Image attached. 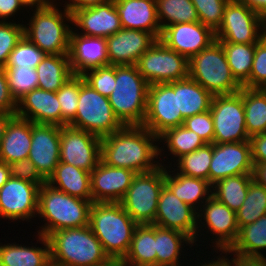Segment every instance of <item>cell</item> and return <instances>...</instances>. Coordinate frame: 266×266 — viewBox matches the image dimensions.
<instances>
[{
  "label": "cell",
  "mask_w": 266,
  "mask_h": 266,
  "mask_svg": "<svg viewBox=\"0 0 266 266\" xmlns=\"http://www.w3.org/2000/svg\"><path fill=\"white\" fill-rule=\"evenodd\" d=\"M266 214V188L254 180L249 184L246 199L236 211L239 228L257 221Z\"/></svg>",
  "instance_id": "obj_42"
},
{
  "label": "cell",
  "mask_w": 266,
  "mask_h": 266,
  "mask_svg": "<svg viewBox=\"0 0 266 266\" xmlns=\"http://www.w3.org/2000/svg\"><path fill=\"white\" fill-rule=\"evenodd\" d=\"M24 36V24L0 21V68H5L9 54Z\"/></svg>",
  "instance_id": "obj_48"
},
{
  "label": "cell",
  "mask_w": 266,
  "mask_h": 266,
  "mask_svg": "<svg viewBox=\"0 0 266 266\" xmlns=\"http://www.w3.org/2000/svg\"><path fill=\"white\" fill-rule=\"evenodd\" d=\"M194 4L199 22L214 33L219 29L226 5L230 0H191Z\"/></svg>",
  "instance_id": "obj_46"
},
{
  "label": "cell",
  "mask_w": 266,
  "mask_h": 266,
  "mask_svg": "<svg viewBox=\"0 0 266 266\" xmlns=\"http://www.w3.org/2000/svg\"><path fill=\"white\" fill-rule=\"evenodd\" d=\"M45 53L27 37L23 36L9 54L5 67H30L35 69Z\"/></svg>",
  "instance_id": "obj_45"
},
{
  "label": "cell",
  "mask_w": 266,
  "mask_h": 266,
  "mask_svg": "<svg viewBox=\"0 0 266 266\" xmlns=\"http://www.w3.org/2000/svg\"><path fill=\"white\" fill-rule=\"evenodd\" d=\"M38 241L44 246L0 243V266H43L50 259V245L44 235L39 234Z\"/></svg>",
  "instance_id": "obj_30"
},
{
  "label": "cell",
  "mask_w": 266,
  "mask_h": 266,
  "mask_svg": "<svg viewBox=\"0 0 266 266\" xmlns=\"http://www.w3.org/2000/svg\"><path fill=\"white\" fill-rule=\"evenodd\" d=\"M166 167L168 166H165V186L181 201L198 212L202 204L212 196V185L204 179L184 176Z\"/></svg>",
  "instance_id": "obj_28"
},
{
  "label": "cell",
  "mask_w": 266,
  "mask_h": 266,
  "mask_svg": "<svg viewBox=\"0 0 266 266\" xmlns=\"http://www.w3.org/2000/svg\"><path fill=\"white\" fill-rule=\"evenodd\" d=\"M174 91L184 119L210 110L213 95L190 77L175 81Z\"/></svg>",
  "instance_id": "obj_32"
},
{
  "label": "cell",
  "mask_w": 266,
  "mask_h": 266,
  "mask_svg": "<svg viewBox=\"0 0 266 266\" xmlns=\"http://www.w3.org/2000/svg\"><path fill=\"white\" fill-rule=\"evenodd\" d=\"M124 266H156V225H137L130 248L121 261Z\"/></svg>",
  "instance_id": "obj_31"
},
{
  "label": "cell",
  "mask_w": 266,
  "mask_h": 266,
  "mask_svg": "<svg viewBox=\"0 0 266 266\" xmlns=\"http://www.w3.org/2000/svg\"><path fill=\"white\" fill-rule=\"evenodd\" d=\"M17 102L12 97L6 73L0 68V112L16 114Z\"/></svg>",
  "instance_id": "obj_52"
},
{
  "label": "cell",
  "mask_w": 266,
  "mask_h": 266,
  "mask_svg": "<svg viewBox=\"0 0 266 266\" xmlns=\"http://www.w3.org/2000/svg\"><path fill=\"white\" fill-rule=\"evenodd\" d=\"M114 6L122 28L150 32L160 38L162 30L155 0H114Z\"/></svg>",
  "instance_id": "obj_26"
},
{
  "label": "cell",
  "mask_w": 266,
  "mask_h": 266,
  "mask_svg": "<svg viewBox=\"0 0 266 266\" xmlns=\"http://www.w3.org/2000/svg\"><path fill=\"white\" fill-rule=\"evenodd\" d=\"M23 6L27 9H31V11L33 10V8H43L46 7L48 5H50L53 0H19ZM56 2V0H54ZM29 6V7H28ZM31 7V8H30Z\"/></svg>",
  "instance_id": "obj_59"
},
{
  "label": "cell",
  "mask_w": 266,
  "mask_h": 266,
  "mask_svg": "<svg viewBox=\"0 0 266 266\" xmlns=\"http://www.w3.org/2000/svg\"><path fill=\"white\" fill-rule=\"evenodd\" d=\"M253 164L266 163V132L256 134L249 139Z\"/></svg>",
  "instance_id": "obj_53"
},
{
  "label": "cell",
  "mask_w": 266,
  "mask_h": 266,
  "mask_svg": "<svg viewBox=\"0 0 266 266\" xmlns=\"http://www.w3.org/2000/svg\"><path fill=\"white\" fill-rule=\"evenodd\" d=\"M247 6L250 10L262 17L266 21V0H235Z\"/></svg>",
  "instance_id": "obj_56"
},
{
  "label": "cell",
  "mask_w": 266,
  "mask_h": 266,
  "mask_svg": "<svg viewBox=\"0 0 266 266\" xmlns=\"http://www.w3.org/2000/svg\"><path fill=\"white\" fill-rule=\"evenodd\" d=\"M102 266H121V261L110 260L108 263Z\"/></svg>",
  "instance_id": "obj_63"
},
{
  "label": "cell",
  "mask_w": 266,
  "mask_h": 266,
  "mask_svg": "<svg viewBox=\"0 0 266 266\" xmlns=\"http://www.w3.org/2000/svg\"><path fill=\"white\" fill-rule=\"evenodd\" d=\"M184 244L191 245L190 248L195 245L187 234L156 225V266H182L180 258L185 255L181 254Z\"/></svg>",
  "instance_id": "obj_33"
},
{
  "label": "cell",
  "mask_w": 266,
  "mask_h": 266,
  "mask_svg": "<svg viewBox=\"0 0 266 266\" xmlns=\"http://www.w3.org/2000/svg\"><path fill=\"white\" fill-rule=\"evenodd\" d=\"M266 35V21L247 6L230 0L215 39L219 42L258 43Z\"/></svg>",
  "instance_id": "obj_12"
},
{
  "label": "cell",
  "mask_w": 266,
  "mask_h": 266,
  "mask_svg": "<svg viewBox=\"0 0 266 266\" xmlns=\"http://www.w3.org/2000/svg\"><path fill=\"white\" fill-rule=\"evenodd\" d=\"M16 116L36 124L61 126V109L57 93L34 89L17 102Z\"/></svg>",
  "instance_id": "obj_25"
},
{
  "label": "cell",
  "mask_w": 266,
  "mask_h": 266,
  "mask_svg": "<svg viewBox=\"0 0 266 266\" xmlns=\"http://www.w3.org/2000/svg\"><path fill=\"white\" fill-rule=\"evenodd\" d=\"M245 125L249 137L266 132V93L242 87Z\"/></svg>",
  "instance_id": "obj_37"
},
{
  "label": "cell",
  "mask_w": 266,
  "mask_h": 266,
  "mask_svg": "<svg viewBox=\"0 0 266 266\" xmlns=\"http://www.w3.org/2000/svg\"><path fill=\"white\" fill-rule=\"evenodd\" d=\"M262 90L266 93V86L262 88Z\"/></svg>",
  "instance_id": "obj_66"
},
{
  "label": "cell",
  "mask_w": 266,
  "mask_h": 266,
  "mask_svg": "<svg viewBox=\"0 0 266 266\" xmlns=\"http://www.w3.org/2000/svg\"><path fill=\"white\" fill-rule=\"evenodd\" d=\"M38 75V88L57 92L74 74L68 55L46 54L35 68Z\"/></svg>",
  "instance_id": "obj_34"
},
{
  "label": "cell",
  "mask_w": 266,
  "mask_h": 266,
  "mask_svg": "<svg viewBox=\"0 0 266 266\" xmlns=\"http://www.w3.org/2000/svg\"><path fill=\"white\" fill-rule=\"evenodd\" d=\"M9 165L11 176L14 178L38 184L40 187L46 183V180L40 175L35 164L29 158L14 161Z\"/></svg>",
  "instance_id": "obj_51"
},
{
  "label": "cell",
  "mask_w": 266,
  "mask_h": 266,
  "mask_svg": "<svg viewBox=\"0 0 266 266\" xmlns=\"http://www.w3.org/2000/svg\"><path fill=\"white\" fill-rule=\"evenodd\" d=\"M162 141L164 145L166 144L165 146L170 152L168 155H172L173 160L189 154L206 144L197 133L185 128L183 125L167 129L159 136V143Z\"/></svg>",
  "instance_id": "obj_39"
},
{
  "label": "cell",
  "mask_w": 266,
  "mask_h": 266,
  "mask_svg": "<svg viewBox=\"0 0 266 266\" xmlns=\"http://www.w3.org/2000/svg\"><path fill=\"white\" fill-rule=\"evenodd\" d=\"M251 145L249 141L213 143V154L209 169V183L230 176L252 174Z\"/></svg>",
  "instance_id": "obj_17"
},
{
  "label": "cell",
  "mask_w": 266,
  "mask_h": 266,
  "mask_svg": "<svg viewBox=\"0 0 266 266\" xmlns=\"http://www.w3.org/2000/svg\"><path fill=\"white\" fill-rule=\"evenodd\" d=\"M252 181V174L226 177L212 185V196L236 212L246 199Z\"/></svg>",
  "instance_id": "obj_36"
},
{
  "label": "cell",
  "mask_w": 266,
  "mask_h": 266,
  "mask_svg": "<svg viewBox=\"0 0 266 266\" xmlns=\"http://www.w3.org/2000/svg\"><path fill=\"white\" fill-rule=\"evenodd\" d=\"M184 118L178 113L174 82L149 85L147 109L142 126L160 136L167 129L182 126Z\"/></svg>",
  "instance_id": "obj_14"
},
{
  "label": "cell",
  "mask_w": 266,
  "mask_h": 266,
  "mask_svg": "<svg viewBox=\"0 0 266 266\" xmlns=\"http://www.w3.org/2000/svg\"><path fill=\"white\" fill-rule=\"evenodd\" d=\"M92 201L73 197L47 182L39 189L37 217L45 221L37 233L47 237L58 230L89 225Z\"/></svg>",
  "instance_id": "obj_3"
},
{
  "label": "cell",
  "mask_w": 266,
  "mask_h": 266,
  "mask_svg": "<svg viewBox=\"0 0 266 266\" xmlns=\"http://www.w3.org/2000/svg\"><path fill=\"white\" fill-rule=\"evenodd\" d=\"M47 238L54 266H102L110 261L89 225L58 230Z\"/></svg>",
  "instance_id": "obj_4"
},
{
  "label": "cell",
  "mask_w": 266,
  "mask_h": 266,
  "mask_svg": "<svg viewBox=\"0 0 266 266\" xmlns=\"http://www.w3.org/2000/svg\"><path fill=\"white\" fill-rule=\"evenodd\" d=\"M10 93L18 102L23 96L38 88V75L36 69L30 67H5L3 68Z\"/></svg>",
  "instance_id": "obj_43"
},
{
  "label": "cell",
  "mask_w": 266,
  "mask_h": 266,
  "mask_svg": "<svg viewBox=\"0 0 266 266\" xmlns=\"http://www.w3.org/2000/svg\"><path fill=\"white\" fill-rule=\"evenodd\" d=\"M159 39L188 60L216 40L215 33L199 21L169 25Z\"/></svg>",
  "instance_id": "obj_19"
},
{
  "label": "cell",
  "mask_w": 266,
  "mask_h": 266,
  "mask_svg": "<svg viewBox=\"0 0 266 266\" xmlns=\"http://www.w3.org/2000/svg\"><path fill=\"white\" fill-rule=\"evenodd\" d=\"M82 75H73L56 92L61 109V126L68 125L76 116Z\"/></svg>",
  "instance_id": "obj_44"
},
{
  "label": "cell",
  "mask_w": 266,
  "mask_h": 266,
  "mask_svg": "<svg viewBox=\"0 0 266 266\" xmlns=\"http://www.w3.org/2000/svg\"><path fill=\"white\" fill-rule=\"evenodd\" d=\"M100 138L111 135L124 125L115 116L109 98L102 96L83 80L75 118L68 124Z\"/></svg>",
  "instance_id": "obj_9"
},
{
  "label": "cell",
  "mask_w": 266,
  "mask_h": 266,
  "mask_svg": "<svg viewBox=\"0 0 266 266\" xmlns=\"http://www.w3.org/2000/svg\"><path fill=\"white\" fill-rule=\"evenodd\" d=\"M214 258H216L217 260H215ZM213 259H211L210 261L208 260L207 263H205L206 261H204V264L203 263H199L201 266H231L229 264V262L223 257L219 255L217 257H214ZM200 265H197V266H200ZM196 266V264H195Z\"/></svg>",
  "instance_id": "obj_62"
},
{
  "label": "cell",
  "mask_w": 266,
  "mask_h": 266,
  "mask_svg": "<svg viewBox=\"0 0 266 266\" xmlns=\"http://www.w3.org/2000/svg\"><path fill=\"white\" fill-rule=\"evenodd\" d=\"M234 78L243 86L250 77L256 43L220 42Z\"/></svg>",
  "instance_id": "obj_38"
},
{
  "label": "cell",
  "mask_w": 266,
  "mask_h": 266,
  "mask_svg": "<svg viewBox=\"0 0 266 266\" xmlns=\"http://www.w3.org/2000/svg\"><path fill=\"white\" fill-rule=\"evenodd\" d=\"M157 17L163 30L177 23L198 22L199 17L191 0H155Z\"/></svg>",
  "instance_id": "obj_40"
},
{
  "label": "cell",
  "mask_w": 266,
  "mask_h": 266,
  "mask_svg": "<svg viewBox=\"0 0 266 266\" xmlns=\"http://www.w3.org/2000/svg\"><path fill=\"white\" fill-rule=\"evenodd\" d=\"M213 154V143H206L197 150L183 155L176 160L177 169L169 165V168L175 169L177 173L184 176L195 177L209 181V169Z\"/></svg>",
  "instance_id": "obj_41"
},
{
  "label": "cell",
  "mask_w": 266,
  "mask_h": 266,
  "mask_svg": "<svg viewBox=\"0 0 266 266\" xmlns=\"http://www.w3.org/2000/svg\"><path fill=\"white\" fill-rule=\"evenodd\" d=\"M266 86V35L256 43L249 80L245 88L262 89Z\"/></svg>",
  "instance_id": "obj_49"
},
{
  "label": "cell",
  "mask_w": 266,
  "mask_h": 266,
  "mask_svg": "<svg viewBox=\"0 0 266 266\" xmlns=\"http://www.w3.org/2000/svg\"><path fill=\"white\" fill-rule=\"evenodd\" d=\"M24 8L19 0H0V21L6 22V20L13 17L21 9L24 10Z\"/></svg>",
  "instance_id": "obj_55"
},
{
  "label": "cell",
  "mask_w": 266,
  "mask_h": 266,
  "mask_svg": "<svg viewBox=\"0 0 266 266\" xmlns=\"http://www.w3.org/2000/svg\"><path fill=\"white\" fill-rule=\"evenodd\" d=\"M61 126L31 122V146L29 160L47 181L60 162Z\"/></svg>",
  "instance_id": "obj_18"
},
{
  "label": "cell",
  "mask_w": 266,
  "mask_h": 266,
  "mask_svg": "<svg viewBox=\"0 0 266 266\" xmlns=\"http://www.w3.org/2000/svg\"><path fill=\"white\" fill-rule=\"evenodd\" d=\"M116 84L109 98L113 113L125 125H142L149 84L136 65H116Z\"/></svg>",
  "instance_id": "obj_6"
},
{
  "label": "cell",
  "mask_w": 266,
  "mask_h": 266,
  "mask_svg": "<svg viewBox=\"0 0 266 266\" xmlns=\"http://www.w3.org/2000/svg\"><path fill=\"white\" fill-rule=\"evenodd\" d=\"M106 1L107 0H68V2H65L63 8L65 7L68 11L72 13L74 10L95 6Z\"/></svg>",
  "instance_id": "obj_57"
},
{
  "label": "cell",
  "mask_w": 266,
  "mask_h": 266,
  "mask_svg": "<svg viewBox=\"0 0 266 266\" xmlns=\"http://www.w3.org/2000/svg\"><path fill=\"white\" fill-rule=\"evenodd\" d=\"M139 73L149 85L189 77V60L158 39L138 60Z\"/></svg>",
  "instance_id": "obj_10"
},
{
  "label": "cell",
  "mask_w": 266,
  "mask_h": 266,
  "mask_svg": "<svg viewBox=\"0 0 266 266\" xmlns=\"http://www.w3.org/2000/svg\"><path fill=\"white\" fill-rule=\"evenodd\" d=\"M228 250L245 257L262 258L264 255L261 251L266 250V214L257 221L240 227L236 241Z\"/></svg>",
  "instance_id": "obj_35"
},
{
  "label": "cell",
  "mask_w": 266,
  "mask_h": 266,
  "mask_svg": "<svg viewBox=\"0 0 266 266\" xmlns=\"http://www.w3.org/2000/svg\"><path fill=\"white\" fill-rule=\"evenodd\" d=\"M100 154V137L69 125L61 126L60 162L91 173L101 160Z\"/></svg>",
  "instance_id": "obj_15"
},
{
  "label": "cell",
  "mask_w": 266,
  "mask_h": 266,
  "mask_svg": "<svg viewBox=\"0 0 266 266\" xmlns=\"http://www.w3.org/2000/svg\"><path fill=\"white\" fill-rule=\"evenodd\" d=\"M43 266H54L52 261L49 259Z\"/></svg>",
  "instance_id": "obj_64"
},
{
  "label": "cell",
  "mask_w": 266,
  "mask_h": 266,
  "mask_svg": "<svg viewBox=\"0 0 266 266\" xmlns=\"http://www.w3.org/2000/svg\"><path fill=\"white\" fill-rule=\"evenodd\" d=\"M135 175L132 170L111 167L100 160L91 172L92 202H120Z\"/></svg>",
  "instance_id": "obj_23"
},
{
  "label": "cell",
  "mask_w": 266,
  "mask_h": 266,
  "mask_svg": "<svg viewBox=\"0 0 266 266\" xmlns=\"http://www.w3.org/2000/svg\"><path fill=\"white\" fill-rule=\"evenodd\" d=\"M253 180L266 188V163L253 164Z\"/></svg>",
  "instance_id": "obj_58"
},
{
  "label": "cell",
  "mask_w": 266,
  "mask_h": 266,
  "mask_svg": "<svg viewBox=\"0 0 266 266\" xmlns=\"http://www.w3.org/2000/svg\"><path fill=\"white\" fill-rule=\"evenodd\" d=\"M137 225L120 202H96L91 205L89 226L110 260L124 259Z\"/></svg>",
  "instance_id": "obj_2"
},
{
  "label": "cell",
  "mask_w": 266,
  "mask_h": 266,
  "mask_svg": "<svg viewBox=\"0 0 266 266\" xmlns=\"http://www.w3.org/2000/svg\"><path fill=\"white\" fill-rule=\"evenodd\" d=\"M91 173L71 164L59 162L46 181L52 187L73 197L92 201Z\"/></svg>",
  "instance_id": "obj_29"
},
{
  "label": "cell",
  "mask_w": 266,
  "mask_h": 266,
  "mask_svg": "<svg viewBox=\"0 0 266 266\" xmlns=\"http://www.w3.org/2000/svg\"><path fill=\"white\" fill-rule=\"evenodd\" d=\"M70 67L75 75L87 70L109 65L107 41L103 37L78 34L72 29L69 43Z\"/></svg>",
  "instance_id": "obj_24"
},
{
  "label": "cell",
  "mask_w": 266,
  "mask_h": 266,
  "mask_svg": "<svg viewBox=\"0 0 266 266\" xmlns=\"http://www.w3.org/2000/svg\"><path fill=\"white\" fill-rule=\"evenodd\" d=\"M14 116L12 113L0 112V145L2 138L5 134L6 127L8 125L9 120Z\"/></svg>",
  "instance_id": "obj_60"
},
{
  "label": "cell",
  "mask_w": 266,
  "mask_h": 266,
  "mask_svg": "<svg viewBox=\"0 0 266 266\" xmlns=\"http://www.w3.org/2000/svg\"><path fill=\"white\" fill-rule=\"evenodd\" d=\"M210 113L214 123V143L249 141L246 131L242 88L230 95H214Z\"/></svg>",
  "instance_id": "obj_11"
},
{
  "label": "cell",
  "mask_w": 266,
  "mask_h": 266,
  "mask_svg": "<svg viewBox=\"0 0 266 266\" xmlns=\"http://www.w3.org/2000/svg\"><path fill=\"white\" fill-rule=\"evenodd\" d=\"M57 6L59 7L57 2L53 1L46 7L34 8L33 16L26 24L29 26L24 24V36L45 54L68 55L70 33L73 29L72 13L66 8L61 11Z\"/></svg>",
  "instance_id": "obj_5"
},
{
  "label": "cell",
  "mask_w": 266,
  "mask_h": 266,
  "mask_svg": "<svg viewBox=\"0 0 266 266\" xmlns=\"http://www.w3.org/2000/svg\"><path fill=\"white\" fill-rule=\"evenodd\" d=\"M197 218V223L199 226H197L196 238L194 240L196 246V242L201 238L199 236L200 234L198 233L200 231L202 232V230L204 231L206 228L207 232L205 233L209 234L210 232L213 235L212 238H215L211 239V241L214 243L212 247L215 246L213 250L215 249L214 252L217 250V254L218 250L229 249L236 241L239 232L236 212L231 210L228 206L217 200L215 197L211 196L202 205L201 209L197 212ZM203 227L205 228L203 229Z\"/></svg>",
  "instance_id": "obj_13"
},
{
  "label": "cell",
  "mask_w": 266,
  "mask_h": 266,
  "mask_svg": "<svg viewBox=\"0 0 266 266\" xmlns=\"http://www.w3.org/2000/svg\"><path fill=\"white\" fill-rule=\"evenodd\" d=\"M11 177L10 165L0 161V188Z\"/></svg>",
  "instance_id": "obj_61"
},
{
  "label": "cell",
  "mask_w": 266,
  "mask_h": 266,
  "mask_svg": "<svg viewBox=\"0 0 266 266\" xmlns=\"http://www.w3.org/2000/svg\"><path fill=\"white\" fill-rule=\"evenodd\" d=\"M86 83L102 96L109 97L114 90L116 65H107L87 70L82 74Z\"/></svg>",
  "instance_id": "obj_47"
},
{
  "label": "cell",
  "mask_w": 266,
  "mask_h": 266,
  "mask_svg": "<svg viewBox=\"0 0 266 266\" xmlns=\"http://www.w3.org/2000/svg\"><path fill=\"white\" fill-rule=\"evenodd\" d=\"M72 25L78 27L82 34L91 37H109L122 29L120 18L114 6V0L74 10Z\"/></svg>",
  "instance_id": "obj_21"
},
{
  "label": "cell",
  "mask_w": 266,
  "mask_h": 266,
  "mask_svg": "<svg viewBox=\"0 0 266 266\" xmlns=\"http://www.w3.org/2000/svg\"><path fill=\"white\" fill-rule=\"evenodd\" d=\"M40 186L10 177L0 188V218L31 221L37 216Z\"/></svg>",
  "instance_id": "obj_16"
},
{
  "label": "cell",
  "mask_w": 266,
  "mask_h": 266,
  "mask_svg": "<svg viewBox=\"0 0 266 266\" xmlns=\"http://www.w3.org/2000/svg\"><path fill=\"white\" fill-rule=\"evenodd\" d=\"M158 141L159 137L142 125H125L101 138L100 158L108 166L126 168L136 174L151 172L162 164L165 166L155 160L163 157L164 148L159 147Z\"/></svg>",
  "instance_id": "obj_1"
},
{
  "label": "cell",
  "mask_w": 266,
  "mask_h": 266,
  "mask_svg": "<svg viewBox=\"0 0 266 266\" xmlns=\"http://www.w3.org/2000/svg\"><path fill=\"white\" fill-rule=\"evenodd\" d=\"M165 186V167L136 174L123 199V209L138 224H153L156 218L158 200Z\"/></svg>",
  "instance_id": "obj_8"
},
{
  "label": "cell",
  "mask_w": 266,
  "mask_h": 266,
  "mask_svg": "<svg viewBox=\"0 0 266 266\" xmlns=\"http://www.w3.org/2000/svg\"><path fill=\"white\" fill-rule=\"evenodd\" d=\"M262 259H263L264 264L266 265V257L263 256Z\"/></svg>",
  "instance_id": "obj_65"
},
{
  "label": "cell",
  "mask_w": 266,
  "mask_h": 266,
  "mask_svg": "<svg viewBox=\"0 0 266 266\" xmlns=\"http://www.w3.org/2000/svg\"><path fill=\"white\" fill-rule=\"evenodd\" d=\"M157 40L150 32L122 28L106 37L109 65H136Z\"/></svg>",
  "instance_id": "obj_20"
},
{
  "label": "cell",
  "mask_w": 266,
  "mask_h": 266,
  "mask_svg": "<svg viewBox=\"0 0 266 266\" xmlns=\"http://www.w3.org/2000/svg\"><path fill=\"white\" fill-rule=\"evenodd\" d=\"M219 253L220 255L223 253L225 254V256L223 257L229 262L231 266H266L263 262V259L260 257H245L234 254L230 252L228 249L219 250ZM230 253L233 255V258L229 260L227 256L230 255Z\"/></svg>",
  "instance_id": "obj_54"
},
{
  "label": "cell",
  "mask_w": 266,
  "mask_h": 266,
  "mask_svg": "<svg viewBox=\"0 0 266 266\" xmlns=\"http://www.w3.org/2000/svg\"><path fill=\"white\" fill-rule=\"evenodd\" d=\"M183 126L197 133L205 143H214V123L210 110L185 118Z\"/></svg>",
  "instance_id": "obj_50"
},
{
  "label": "cell",
  "mask_w": 266,
  "mask_h": 266,
  "mask_svg": "<svg viewBox=\"0 0 266 266\" xmlns=\"http://www.w3.org/2000/svg\"><path fill=\"white\" fill-rule=\"evenodd\" d=\"M197 221V211L181 201L164 186L159 196L156 218L153 224L181 231L195 240L198 228Z\"/></svg>",
  "instance_id": "obj_22"
},
{
  "label": "cell",
  "mask_w": 266,
  "mask_h": 266,
  "mask_svg": "<svg viewBox=\"0 0 266 266\" xmlns=\"http://www.w3.org/2000/svg\"><path fill=\"white\" fill-rule=\"evenodd\" d=\"M189 77L213 96L238 93L243 87L232 75L224 49L218 40L189 60Z\"/></svg>",
  "instance_id": "obj_7"
},
{
  "label": "cell",
  "mask_w": 266,
  "mask_h": 266,
  "mask_svg": "<svg viewBox=\"0 0 266 266\" xmlns=\"http://www.w3.org/2000/svg\"><path fill=\"white\" fill-rule=\"evenodd\" d=\"M31 141V121L14 115L9 120L1 141L0 161L11 164L28 158Z\"/></svg>",
  "instance_id": "obj_27"
}]
</instances>
